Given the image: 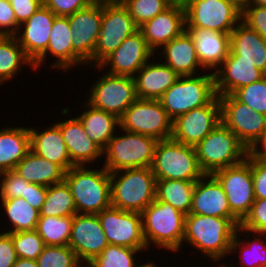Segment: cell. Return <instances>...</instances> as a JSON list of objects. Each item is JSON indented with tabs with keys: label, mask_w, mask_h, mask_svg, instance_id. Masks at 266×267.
Wrapping results in <instances>:
<instances>
[{
	"label": "cell",
	"mask_w": 266,
	"mask_h": 267,
	"mask_svg": "<svg viewBox=\"0 0 266 267\" xmlns=\"http://www.w3.org/2000/svg\"><path fill=\"white\" fill-rule=\"evenodd\" d=\"M46 193L47 186L29 183L26 186L25 195H22L21 198H24L32 207L40 211L44 204Z\"/></svg>",
	"instance_id": "53"
},
{
	"label": "cell",
	"mask_w": 266,
	"mask_h": 267,
	"mask_svg": "<svg viewBox=\"0 0 266 267\" xmlns=\"http://www.w3.org/2000/svg\"><path fill=\"white\" fill-rule=\"evenodd\" d=\"M30 150L29 127L0 129V173L14 170Z\"/></svg>",
	"instance_id": "32"
},
{
	"label": "cell",
	"mask_w": 266,
	"mask_h": 267,
	"mask_svg": "<svg viewBox=\"0 0 266 267\" xmlns=\"http://www.w3.org/2000/svg\"><path fill=\"white\" fill-rule=\"evenodd\" d=\"M196 181L156 179V200L171 204L185 215L190 213Z\"/></svg>",
	"instance_id": "35"
},
{
	"label": "cell",
	"mask_w": 266,
	"mask_h": 267,
	"mask_svg": "<svg viewBox=\"0 0 266 267\" xmlns=\"http://www.w3.org/2000/svg\"><path fill=\"white\" fill-rule=\"evenodd\" d=\"M89 166H74L65 172L68 184L79 214H98L111 206L110 173Z\"/></svg>",
	"instance_id": "4"
},
{
	"label": "cell",
	"mask_w": 266,
	"mask_h": 267,
	"mask_svg": "<svg viewBox=\"0 0 266 267\" xmlns=\"http://www.w3.org/2000/svg\"><path fill=\"white\" fill-rule=\"evenodd\" d=\"M55 17L56 15L49 8L41 5L28 20L19 26L15 37L25 55L33 63L48 47Z\"/></svg>",
	"instance_id": "23"
},
{
	"label": "cell",
	"mask_w": 266,
	"mask_h": 267,
	"mask_svg": "<svg viewBox=\"0 0 266 267\" xmlns=\"http://www.w3.org/2000/svg\"><path fill=\"white\" fill-rule=\"evenodd\" d=\"M39 267H85L68 246H45L37 257Z\"/></svg>",
	"instance_id": "42"
},
{
	"label": "cell",
	"mask_w": 266,
	"mask_h": 267,
	"mask_svg": "<svg viewBox=\"0 0 266 267\" xmlns=\"http://www.w3.org/2000/svg\"><path fill=\"white\" fill-rule=\"evenodd\" d=\"M17 255L11 233L0 232V267H13Z\"/></svg>",
	"instance_id": "52"
},
{
	"label": "cell",
	"mask_w": 266,
	"mask_h": 267,
	"mask_svg": "<svg viewBox=\"0 0 266 267\" xmlns=\"http://www.w3.org/2000/svg\"><path fill=\"white\" fill-rule=\"evenodd\" d=\"M239 232L246 233L243 236L251 237L249 233L266 234V198L255 199L250 213L239 226Z\"/></svg>",
	"instance_id": "45"
},
{
	"label": "cell",
	"mask_w": 266,
	"mask_h": 267,
	"mask_svg": "<svg viewBox=\"0 0 266 267\" xmlns=\"http://www.w3.org/2000/svg\"><path fill=\"white\" fill-rule=\"evenodd\" d=\"M216 96L214 73L179 76L159 99L172 120L207 105Z\"/></svg>",
	"instance_id": "7"
},
{
	"label": "cell",
	"mask_w": 266,
	"mask_h": 267,
	"mask_svg": "<svg viewBox=\"0 0 266 267\" xmlns=\"http://www.w3.org/2000/svg\"><path fill=\"white\" fill-rule=\"evenodd\" d=\"M67 17L73 35V69L74 66H94V49L102 20V2L94 1Z\"/></svg>",
	"instance_id": "11"
},
{
	"label": "cell",
	"mask_w": 266,
	"mask_h": 267,
	"mask_svg": "<svg viewBox=\"0 0 266 267\" xmlns=\"http://www.w3.org/2000/svg\"><path fill=\"white\" fill-rule=\"evenodd\" d=\"M212 175L222 185L231 212L242 222L255 202L251 153L242 163L219 169Z\"/></svg>",
	"instance_id": "14"
},
{
	"label": "cell",
	"mask_w": 266,
	"mask_h": 267,
	"mask_svg": "<svg viewBox=\"0 0 266 267\" xmlns=\"http://www.w3.org/2000/svg\"><path fill=\"white\" fill-rule=\"evenodd\" d=\"M145 249H134L119 245L108 246L85 267H138L136 254ZM138 262V263H137Z\"/></svg>",
	"instance_id": "40"
},
{
	"label": "cell",
	"mask_w": 266,
	"mask_h": 267,
	"mask_svg": "<svg viewBox=\"0 0 266 267\" xmlns=\"http://www.w3.org/2000/svg\"><path fill=\"white\" fill-rule=\"evenodd\" d=\"M186 31L193 39L200 65L214 72L228 56L230 34L195 27H186Z\"/></svg>",
	"instance_id": "25"
},
{
	"label": "cell",
	"mask_w": 266,
	"mask_h": 267,
	"mask_svg": "<svg viewBox=\"0 0 266 267\" xmlns=\"http://www.w3.org/2000/svg\"><path fill=\"white\" fill-rule=\"evenodd\" d=\"M236 229L228 218L189 213L185 218L183 243L193 246L209 261L224 262Z\"/></svg>",
	"instance_id": "1"
},
{
	"label": "cell",
	"mask_w": 266,
	"mask_h": 267,
	"mask_svg": "<svg viewBox=\"0 0 266 267\" xmlns=\"http://www.w3.org/2000/svg\"><path fill=\"white\" fill-rule=\"evenodd\" d=\"M18 29L19 25L9 0H0V36H15Z\"/></svg>",
	"instance_id": "50"
},
{
	"label": "cell",
	"mask_w": 266,
	"mask_h": 267,
	"mask_svg": "<svg viewBox=\"0 0 266 267\" xmlns=\"http://www.w3.org/2000/svg\"><path fill=\"white\" fill-rule=\"evenodd\" d=\"M11 237L17 258L37 260V257L46 246L35 230L11 233Z\"/></svg>",
	"instance_id": "43"
},
{
	"label": "cell",
	"mask_w": 266,
	"mask_h": 267,
	"mask_svg": "<svg viewBox=\"0 0 266 267\" xmlns=\"http://www.w3.org/2000/svg\"><path fill=\"white\" fill-rule=\"evenodd\" d=\"M93 83L86 99L93 107L112 113L120 118L138 98L134 78L131 76L103 73Z\"/></svg>",
	"instance_id": "12"
},
{
	"label": "cell",
	"mask_w": 266,
	"mask_h": 267,
	"mask_svg": "<svg viewBox=\"0 0 266 267\" xmlns=\"http://www.w3.org/2000/svg\"><path fill=\"white\" fill-rule=\"evenodd\" d=\"M194 148L199 166L205 174L240 164L250 152L222 122Z\"/></svg>",
	"instance_id": "5"
},
{
	"label": "cell",
	"mask_w": 266,
	"mask_h": 267,
	"mask_svg": "<svg viewBox=\"0 0 266 267\" xmlns=\"http://www.w3.org/2000/svg\"><path fill=\"white\" fill-rule=\"evenodd\" d=\"M82 106L84 110L86 107V110L76 117L83 124L89 138L104 150L120 127L119 118L112 113L93 107L86 101Z\"/></svg>",
	"instance_id": "31"
},
{
	"label": "cell",
	"mask_w": 266,
	"mask_h": 267,
	"mask_svg": "<svg viewBox=\"0 0 266 267\" xmlns=\"http://www.w3.org/2000/svg\"><path fill=\"white\" fill-rule=\"evenodd\" d=\"M144 239L147 248L153 244L171 252L183 248L186 215L171 204L156 200L141 212ZM180 249V250H179Z\"/></svg>",
	"instance_id": "2"
},
{
	"label": "cell",
	"mask_w": 266,
	"mask_h": 267,
	"mask_svg": "<svg viewBox=\"0 0 266 267\" xmlns=\"http://www.w3.org/2000/svg\"><path fill=\"white\" fill-rule=\"evenodd\" d=\"M68 246L75 252L78 260L84 266L108 246L97 214L76 213L73 216Z\"/></svg>",
	"instance_id": "19"
},
{
	"label": "cell",
	"mask_w": 266,
	"mask_h": 267,
	"mask_svg": "<svg viewBox=\"0 0 266 267\" xmlns=\"http://www.w3.org/2000/svg\"><path fill=\"white\" fill-rule=\"evenodd\" d=\"M226 1L233 4L241 12L249 5V0H226Z\"/></svg>",
	"instance_id": "56"
},
{
	"label": "cell",
	"mask_w": 266,
	"mask_h": 267,
	"mask_svg": "<svg viewBox=\"0 0 266 267\" xmlns=\"http://www.w3.org/2000/svg\"><path fill=\"white\" fill-rule=\"evenodd\" d=\"M190 213L228 218L236 227L241 221L231 212L222 185L212 174L195 182Z\"/></svg>",
	"instance_id": "20"
},
{
	"label": "cell",
	"mask_w": 266,
	"mask_h": 267,
	"mask_svg": "<svg viewBox=\"0 0 266 267\" xmlns=\"http://www.w3.org/2000/svg\"><path fill=\"white\" fill-rule=\"evenodd\" d=\"M217 96L234 94L239 88L261 80L266 74L247 61H237L228 53L224 62L213 72Z\"/></svg>",
	"instance_id": "24"
},
{
	"label": "cell",
	"mask_w": 266,
	"mask_h": 267,
	"mask_svg": "<svg viewBox=\"0 0 266 267\" xmlns=\"http://www.w3.org/2000/svg\"><path fill=\"white\" fill-rule=\"evenodd\" d=\"M221 122L250 151L266 131V115L253 111L233 94L219 96Z\"/></svg>",
	"instance_id": "15"
},
{
	"label": "cell",
	"mask_w": 266,
	"mask_h": 267,
	"mask_svg": "<svg viewBox=\"0 0 266 267\" xmlns=\"http://www.w3.org/2000/svg\"><path fill=\"white\" fill-rule=\"evenodd\" d=\"M13 267H39L36 260L17 258Z\"/></svg>",
	"instance_id": "55"
},
{
	"label": "cell",
	"mask_w": 266,
	"mask_h": 267,
	"mask_svg": "<svg viewBox=\"0 0 266 267\" xmlns=\"http://www.w3.org/2000/svg\"><path fill=\"white\" fill-rule=\"evenodd\" d=\"M233 95L253 111L266 115V76L239 88Z\"/></svg>",
	"instance_id": "44"
},
{
	"label": "cell",
	"mask_w": 266,
	"mask_h": 267,
	"mask_svg": "<svg viewBox=\"0 0 266 267\" xmlns=\"http://www.w3.org/2000/svg\"><path fill=\"white\" fill-rule=\"evenodd\" d=\"M28 65L35 71L33 62L25 55L15 36H0V85L14 79Z\"/></svg>",
	"instance_id": "34"
},
{
	"label": "cell",
	"mask_w": 266,
	"mask_h": 267,
	"mask_svg": "<svg viewBox=\"0 0 266 267\" xmlns=\"http://www.w3.org/2000/svg\"><path fill=\"white\" fill-rule=\"evenodd\" d=\"M9 2L19 26L28 20L42 5V0H9Z\"/></svg>",
	"instance_id": "51"
},
{
	"label": "cell",
	"mask_w": 266,
	"mask_h": 267,
	"mask_svg": "<svg viewBox=\"0 0 266 267\" xmlns=\"http://www.w3.org/2000/svg\"><path fill=\"white\" fill-rule=\"evenodd\" d=\"M73 216H40L35 231L46 246H66L69 244Z\"/></svg>",
	"instance_id": "39"
},
{
	"label": "cell",
	"mask_w": 266,
	"mask_h": 267,
	"mask_svg": "<svg viewBox=\"0 0 266 267\" xmlns=\"http://www.w3.org/2000/svg\"><path fill=\"white\" fill-rule=\"evenodd\" d=\"M0 204L11 226H9V230L6 229L4 232L16 233L35 230L40 212L32 207L24 198L18 197L1 200Z\"/></svg>",
	"instance_id": "37"
},
{
	"label": "cell",
	"mask_w": 266,
	"mask_h": 267,
	"mask_svg": "<svg viewBox=\"0 0 266 267\" xmlns=\"http://www.w3.org/2000/svg\"><path fill=\"white\" fill-rule=\"evenodd\" d=\"M40 216H74L76 206L71 190L65 180L47 187L44 204Z\"/></svg>",
	"instance_id": "38"
},
{
	"label": "cell",
	"mask_w": 266,
	"mask_h": 267,
	"mask_svg": "<svg viewBox=\"0 0 266 267\" xmlns=\"http://www.w3.org/2000/svg\"><path fill=\"white\" fill-rule=\"evenodd\" d=\"M219 267H229V266L226 263L225 264L224 263L223 264L221 263V265L219 264Z\"/></svg>",
	"instance_id": "60"
},
{
	"label": "cell",
	"mask_w": 266,
	"mask_h": 267,
	"mask_svg": "<svg viewBox=\"0 0 266 267\" xmlns=\"http://www.w3.org/2000/svg\"><path fill=\"white\" fill-rule=\"evenodd\" d=\"M159 52L157 53L159 54L158 56L162 55V59H165L163 63L168 65L179 76L200 74L198 73L200 68L204 71L198 61L193 39L186 30L165 44Z\"/></svg>",
	"instance_id": "29"
},
{
	"label": "cell",
	"mask_w": 266,
	"mask_h": 267,
	"mask_svg": "<svg viewBox=\"0 0 266 267\" xmlns=\"http://www.w3.org/2000/svg\"><path fill=\"white\" fill-rule=\"evenodd\" d=\"M111 206L141 213L156 199V178L151 167L110 173Z\"/></svg>",
	"instance_id": "3"
},
{
	"label": "cell",
	"mask_w": 266,
	"mask_h": 267,
	"mask_svg": "<svg viewBox=\"0 0 266 267\" xmlns=\"http://www.w3.org/2000/svg\"><path fill=\"white\" fill-rule=\"evenodd\" d=\"M241 21L266 40V6L248 5L242 11Z\"/></svg>",
	"instance_id": "47"
},
{
	"label": "cell",
	"mask_w": 266,
	"mask_h": 267,
	"mask_svg": "<svg viewBox=\"0 0 266 267\" xmlns=\"http://www.w3.org/2000/svg\"><path fill=\"white\" fill-rule=\"evenodd\" d=\"M138 29L121 1L102 2V20L94 49V66H99Z\"/></svg>",
	"instance_id": "10"
},
{
	"label": "cell",
	"mask_w": 266,
	"mask_h": 267,
	"mask_svg": "<svg viewBox=\"0 0 266 267\" xmlns=\"http://www.w3.org/2000/svg\"><path fill=\"white\" fill-rule=\"evenodd\" d=\"M120 131V134L116 132L103 150L105 161L102 166L109 173L123 169L151 167L158 141L146 135L121 129Z\"/></svg>",
	"instance_id": "6"
},
{
	"label": "cell",
	"mask_w": 266,
	"mask_h": 267,
	"mask_svg": "<svg viewBox=\"0 0 266 267\" xmlns=\"http://www.w3.org/2000/svg\"><path fill=\"white\" fill-rule=\"evenodd\" d=\"M70 112L68 107L62 109V115H67L68 120L54 124L60 129L71 163L74 166H89L90 163L94 161L96 163V160L103 157V150L89 138L77 117L69 118Z\"/></svg>",
	"instance_id": "22"
},
{
	"label": "cell",
	"mask_w": 266,
	"mask_h": 267,
	"mask_svg": "<svg viewBox=\"0 0 266 267\" xmlns=\"http://www.w3.org/2000/svg\"><path fill=\"white\" fill-rule=\"evenodd\" d=\"M73 35L67 16H56L46 51L33 63L35 70H39L46 62V58L56 57L50 65L62 72H69L73 67ZM49 55V56H48Z\"/></svg>",
	"instance_id": "26"
},
{
	"label": "cell",
	"mask_w": 266,
	"mask_h": 267,
	"mask_svg": "<svg viewBox=\"0 0 266 267\" xmlns=\"http://www.w3.org/2000/svg\"><path fill=\"white\" fill-rule=\"evenodd\" d=\"M237 61H247L266 74V40L240 21L230 34V51Z\"/></svg>",
	"instance_id": "28"
},
{
	"label": "cell",
	"mask_w": 266,
	"mask_h": 267,
	"mask_svg": "<svg viewBox=\"0 0 266 267\" xmlns=\"http://www.w3.org/2000/svg\"><path fill=\"white\" fill-rule=\"evenodd\" d=\"M251 172L255 199L266 198V160L251 154Z\"/></svg>",
	"instance_id": "49"
},
{
	"label": "cell",
	"mask_w": 266,
	"mask_h": 267,
	"mask_svg": "<svg viewBox=\"0 0 266 267\" xmlns=\"http://www.w3.org/2000/svg\"><path fill=\"white\" fill-rule=\"evenodd\" d=\"M149 48L155 53L186 30L185 9L181 1L173 2L167 9L139 27ZM157 49V51L155 50Z\"/></svg>",
	"instance_id": "21"
},
{
	"label": "cell",
	"mask_w": 266,
	"mask_h": 267,
	"mask_svg": "<svg viewBox=\"0 0 266 267\" xmlns=\"http://www.w3.org/2000/svg\"><path fill=\"white\" fill-rule=\"evenodd\" d=\"M97 216L108 244L149 249L144 239L141 213L110 206Z\"/></svg>",
	"instance_id": "16"
},
{
	"label": "cell",
	"mask_w": 266,
	"mask_h": 267,
	"mask_svg": "<svg viewBox=\"0 0 266 267\" xmlns=\"http://www.w3.org/2000/svg\"><path fill=\"white\" fill-rule=\"evenodd\" d=\"M186 27L231 34L242 12L226 0H183Z\"/></svg>",
	"instance_id": "13"
},
{
	"label": "cell",
	"mask_w": 266,
	"mask_h": 267,
	"mask_svg": "<svg viewBox=\"0 0 266 267\" xmlns=\"http://www.w3.org/2000/svg\"><path fill=\"white\" fill-rule=\"evenodd\" d=\"M156 54L147 45L142 32L138 29L128 36L122 44L108 56L99 66H93L97 70L106 69L111 75L131 76L136 73Z\"/></svg>",
	"instance_id": "18"
},
{
	"label": "cell",
	"mask_w": 266,
	"mask_h": 267,
	"mask_svg": "<svg viewBox=\"0 0 266 267\" xmlns=\"http://www.w3.org/2000/svg\"><path fill=\"white\" fill-rule=\"evenodd\" d=\"M119 129L155 138L157 141L172 136L173 120L159 100L137 98L119 118Z\"/></svg>",
	"instance_id": "9"
},
{
	"label": "cell",
	"mask_w": 266,
	"mask_h": 267,
	"mask_svg": "<svg viewBox=\"0 0 266 267\" xmlns=\"http://www.w3.org/2000/svg\"><path fill=\"white\" fill-rule=\"evenodd\" d=\"M121 2L138 28L173 3L172 0H121Z\"/></svg>",
	"instance_id": "41"
},
{
	"label": "cell",
	"mask_w": 266,
	"mask_h": 267,
	"mask_svg": "<svg viewBox=\"0 0 266 267\" xmlns=\"http://www.w3.org/2000/svg\"><path fill=\"white\" fill-rule=\"evenodd\" d=\"M220 123L221 105L216 95L207 105L192 109L173 120L171 138L195 147Z\"/></svg>",
	"instance_id": "17"
},
{
	"label": "cell",
	"mask_w": 266,
	"mask_h": 267,
	"mask_svg": "<svg viewBox=\"0 0 266 267\" xmlns=\"http://www.w3.org/2000/svg\"><path fill=\"white\" fill-rule=\"evenodd\" d=\"M151 169L156 179L197 181L205 175L195 148L172 138L157 142Z\"/></svg>",
	"instance_id": "8"
},
{
	"label": "cell",
	"mask_w": 266,
	"mask_h": 267,
	"mask_svg": "<svg viewBox=\"0 0 266 267\" xmlns=\"http://www.w3.org/2000/svg\"><path fill=\"white\" fill-rule=\"evenodd\" d=\"M29 131L32 152L59 165L65 172L74 167L60 129L55 124L47 126L42 132L37 127H29Z\"/></svg>",
	"instance_id": "30"
},
{
	"label": "cell",
	"mask_w": 266,
	"mask_h": 267,
	"mask_svg": "<svg viewBox=\"0 0 266 267\" xmlns=\"http://www.w3.org/2000/svg\"><path fill=\"white\" fill-rule=\"evenodd\" d=\"M145 264H141L138 265V267H157L158 265H155V262H153V260H151V262H143Z\"/></svg>",
	"instance_id": "58"
},
{
	"label": "cell",
	"mask_w": 266,
	"mask_h": 267,
	"mask_svg": "<svg viewBox=\"0 0 266 267\" xmlns=\"http://www.w3.org/2000/svg\"><path fill=\"white\" fill-rule=\"evenodd\" d=\"M240 236L241 233L237 227L230 247V255L231 253L235 255L236 251L240 254V262L238 261L240 267H266V234L252 233L253 239L251 237L250 241L249 237L247 240V237L243 239ZM228 266L236 267L234 264Z\"/></svg>",
	"instance_id": "36"
},
{
	"label": "cell",
	"mask_w": 266,
	"mask_h": 267,
	"mask_svg": "<svg viewBox=\"0 0 266 267\" xmlns=\"http://www.w3.org/2000/svg\"><path fill=\"white\" fill-rule=\"evenodd\" d=\"M0 199H13L25 195L28 181L23 179L14 170L0 173Z\"/></svg>",
	"instance_id": "46"
},
{
	"label": "cell",
	"mask_w": 266,
	"mask_h": 267,
	"mask_svg": "<svg viewBox=\"0 0 266 267\" xmlns=\"http://www.w3.org/2000/svg\"><path fill=\"white\" fill-rule=\"evenodd\" d=\"M249 5L266 6V0H249Z\"/></svg>",
	"instance_id": "57"
},
{
	"label": "cell",
	"mask_w": 266,
	"mask_h": 267,
	"mask_svg": "<svg viewBox=\"0 0 266 267\" xmlns=\"http://www.w3.org/2000/svg\"><path fill=\"white\" fill-rule=\"evenodd\" d=\"M93 0H42V5L49 8L56 16H68L88 7Z\"/></svg>",
	"instance_id": "48"
},
{
	"label": "cell",
	"mask_w": 266,
	"mask_h": 267,
	"mask_svg": "<svg viewBox=\"0 0 266 267\" xmlns=\"http://www.w3.org/2000/svg\"><path fill=\"white\" fill-rule=\"evenodd\" d=\"M159 61L149 60L133 77L138 98L159 100L179 78L163 60Z\"/></svg>",
	"instance_id": "27"
},
{
	"label": "cell",
	"mask_w": 266,
	"mask_h": 267,
	"mask_svg": "<svg viewBox=\"0 0 266 267\" xmlns=\"http://www.w3.org/2000/svg\"><path fill=\"white\" fill-rule=\"evenodd\" d=\"M250 153L254 157L266 160V131L263 133L261 139L250 150Z\"/></svg>",
	"instance_id": "54"
},
{
	"label": "cell",
	"mask_w": 266,
	"mask_h": 267,
	"mask_svg": "<svg viewBox=\"0 0 266 267\" xmlns=\"http://www.w3.org/2000/svg\"><path fill=\"white\" fill-rule=\"evenodd\" d=\"M14 171L29 183L47 187L62 182L65 176V171L59 165L44 159L31 150L16 165Z\"/></svg>",
	"instance_id": "33"
},
{
	"label": "cell",
	"mask_w": 266,
	"mask_h": 267,
	"mask_svg": "<svg viewBox=\"0 0 266 267\" xmlns=\"http://www.w3.org/2000/svg\"><path fill=\"white\" fill-rule=\"evenodd\" d=\"M97 2H114V1H121V0H93Z\"/></svg>",
	"instance_id": "59"
}]
</instances>
